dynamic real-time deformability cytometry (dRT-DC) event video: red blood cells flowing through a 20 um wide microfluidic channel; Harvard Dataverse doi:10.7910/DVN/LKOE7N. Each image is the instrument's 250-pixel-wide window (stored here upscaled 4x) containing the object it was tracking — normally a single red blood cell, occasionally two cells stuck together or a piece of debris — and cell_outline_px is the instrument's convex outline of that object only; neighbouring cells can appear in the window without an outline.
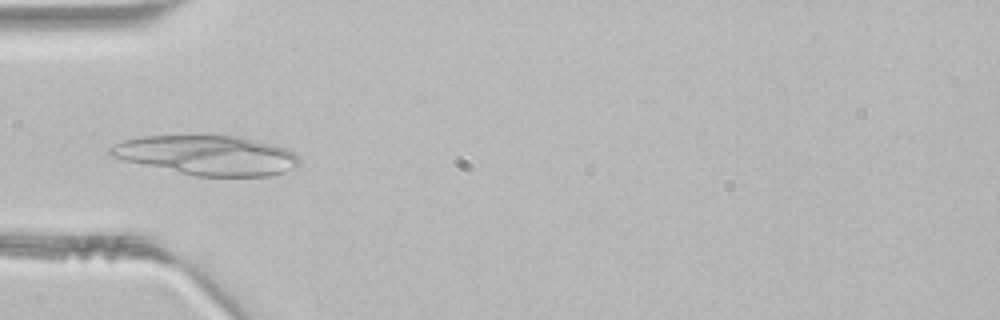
{"species": "common noctule bat (a hibernating species)", "species_latin": "Nyctalus noctula", "temperature_condition": "room temperature", "stored_images_in_passage": 36, "camera_frame_rate_fps": 3000, "um_per_image_px": 0.085, "animal": {"sex": "male", "body_mass_g": 21.5, "forearm_length_mm": 52.0}, "frame": {"image": 1, "passage_image": 5, "time_ms": 1.333, "image_size_px": [1000, 320], "cell_outline_px": [[300, 160], [296, 168], [284, 172], [268, 176], [196, 176], [124, 160], [112, 156], [108, 152], [108, 148], [124, 140], [140, 136], [240, 136], [288, 148]], "centroid_in_image_um": [17.63, 13.2], "position_along_channel_um": 67.4, "area_um2": 43.23}}
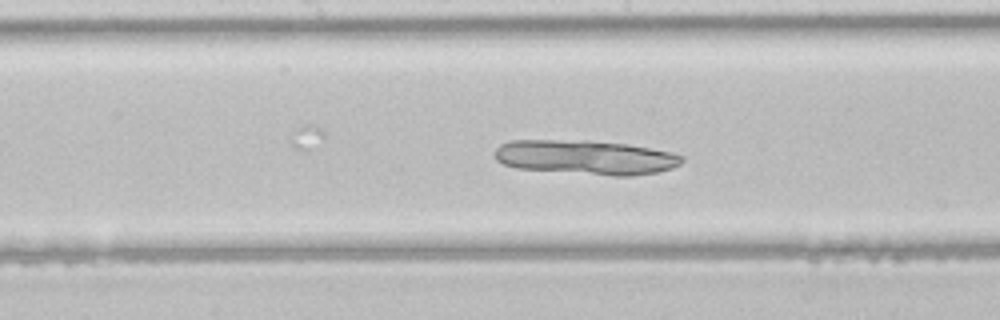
{"frame": {"image": 2, "passage_image": 14, "time_ms": 4.333, "image_size_px": [1000, 320], "cell_outline_px": [[684, 160], [680, 164], [672, 168], [656, 172], [632, 176], [612, 176], [516, 168], [504, 164], [496, 160], [496, 148], [500, 144], [512, 140], [588, 140], [628, 144], [672, 152], [684, 156]], "centroid_in_image_um": [49.81, 13.37], "position_along_channel_um": 198.4, "area_um2": 37.74}}
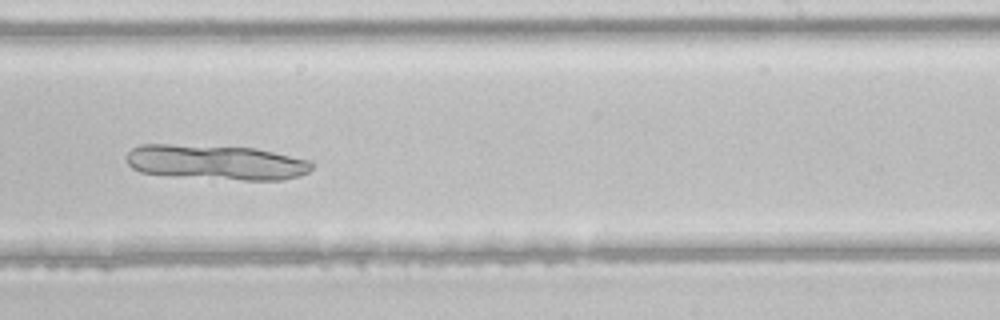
{"frame": {"image": 3, "passage_image": 19, "time_ms": 6.0, "image_size_px": [1000, 320], "cell_outline_px": [[316, 164], [308, 172], [300, 176], [284, 180], [244, 180], [172, 176], [140, 172], [132, 168], [128, 164], [124, 156], [132, 148], [140, 144], [172, 144], [256, 148], [312, 160]], "centroid_in_image_um": [18.38, 13.8], "position_along_channel_um": 270.6, "area_um2": 38.32}}